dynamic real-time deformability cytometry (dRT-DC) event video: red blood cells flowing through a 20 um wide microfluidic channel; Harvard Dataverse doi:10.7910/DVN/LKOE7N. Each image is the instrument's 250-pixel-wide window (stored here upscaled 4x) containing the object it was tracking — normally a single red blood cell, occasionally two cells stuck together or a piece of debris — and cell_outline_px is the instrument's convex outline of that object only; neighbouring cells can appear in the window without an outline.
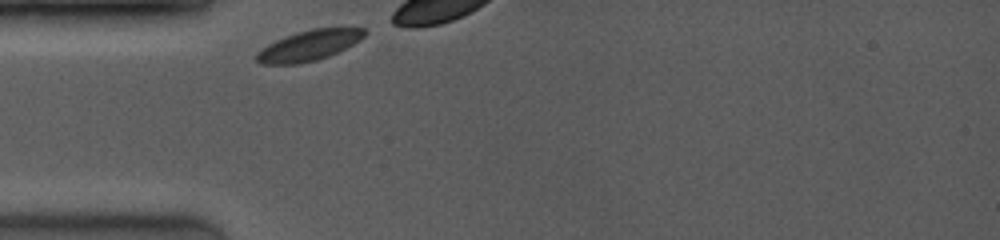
{"species": "common noctule bat (a hibernating species)", "species_latin": "Nyctalus noctula", "temperature_condition": "room temperature", "stored_images_in_passage": 14, "camera_frame_rate_fps": 4000, "um_per_image_px": 0.085, "animal": {"sex": "female", "body_mass_g": 19.0, "forearm_length_mm": 53.3}, "frame": {"image": 1, "passage_image": 1, "time_ms": 0.0, "image_size_px": [1000, 240], "cell_outline_px": [[368, 32], [364, 36], [352, 44], [328, 56], [316, 60], [296, 64], [264, 64], [256, 60], [256, 52], [268, 44], [276, 40], [312, 28], [364, 28]], "centroid_in_image_um": [26.25, 3.87], "position_along_channel_um": 58.8, "area_um2": 18.67}}